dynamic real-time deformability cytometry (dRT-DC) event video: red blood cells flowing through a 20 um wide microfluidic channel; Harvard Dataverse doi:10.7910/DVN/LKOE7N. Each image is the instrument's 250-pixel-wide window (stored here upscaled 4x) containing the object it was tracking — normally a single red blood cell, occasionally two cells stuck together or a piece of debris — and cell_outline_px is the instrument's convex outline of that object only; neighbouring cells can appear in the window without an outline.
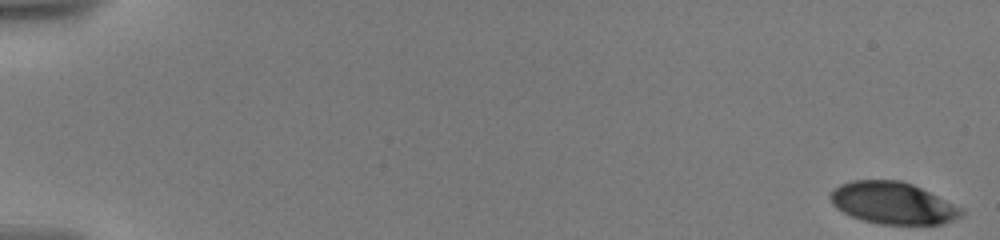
{"species": "human", "species_latin": "Homo sapiens", "temperature_condition": "warm", "stored_images_in_passage": 47, "camera_frame_rate_fps": 3000, "um_per_image_px": 0.085, "donor": {"sex": "male"}, "frame": {"image": 1, "passage_image": 1, "time_ms": 0.0, "image_size_px": [1000, 240], "cell_outline_px": [[964, 216], [944, 224], [880, 224], [860, 220], [836, 208], [832, 204], [828, 196], [832, 188], [840, 184], [852, 180], [900, 180], [912, 184], [964, 208]], "centroid_in_image_um": [75.89, 17.26], "position_along_channel_um": 9.1, "area_um2": 32.37}}
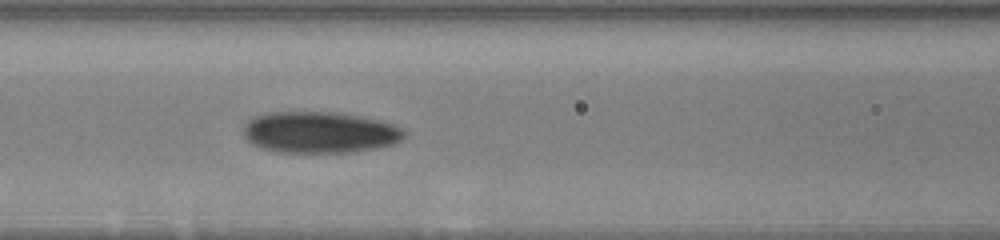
{"frame": {"image": 2, "passage_image": 24, "time_ms": 8.667, "image_size_px": [1000, 240], "cell_outline_px": [[408, 132], [400, 140], [392, 144], [376, 148], [348, 152], [276, 152], [260, 148], [252, 144], [244, 136], [244, 124], [248, 120], [264, 112], [340, 112], [380, 120], [404, 128]], "centroid_in_image_um": [27.17, 11.24], "position_along_channel_um": 139.4, "area_um2": 39.02}}
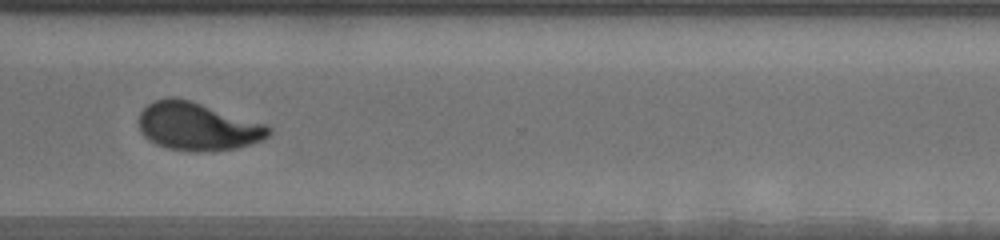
{"frame": {"image": 3, "passage_image": 46, "time_ms": 14.667, "image_size_px": [1000, 240], "cell_outline_px": [[272, 132], [268, 136], [260, 140], [236, 148], [200, 152], [192, 152], [168, 148], [156, 144], [148, 140], [140, 132], [140, 112], [148, 104], [156, 100], [168, 96], [172, 96], [192, 100], [268, 124], [272, 128]], "centroid_in_image_um": [16.81, 10.73], "position_along_channel_um": 353.8, "area_um2": 36.65}}